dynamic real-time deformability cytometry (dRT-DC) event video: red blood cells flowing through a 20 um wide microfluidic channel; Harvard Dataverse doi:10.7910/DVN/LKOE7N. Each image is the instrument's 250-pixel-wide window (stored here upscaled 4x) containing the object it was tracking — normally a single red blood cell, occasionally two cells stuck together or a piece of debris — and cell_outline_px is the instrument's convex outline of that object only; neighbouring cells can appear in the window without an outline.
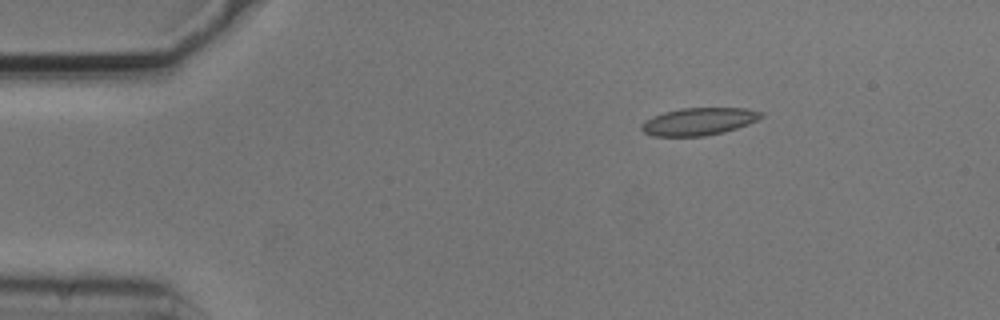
{"species": "common noctule bat (a hibernating species)", "species_latin": "Nyctalus noctula", "temperature_condition": "cold", "stored_images_in_passage": 5, "camera_frame_rate_fps": 3000, "um_per_image_px": 0.085, "animal": {"sex": "male", "body_mass_g": 20.5, "forearm_length_mm": 52.5}, "frame": {"image": 1, "passage_image": 3, "time_ms": 0.667, "image_size_px": [1000, 320], "cell_outline_px": [[764, 116], [748, 124], [724, 132], [704, 136], [652, 136], [644, 132], [640, 128], [640, 124], [644, 120], [652, 116], [664, 112], [680, 108], [748, 108], [764, 112]], "centroid_in_image_um": [59.38, 10.32], "position_along_channel_um": 25.6, "area_um2": 19.31}}